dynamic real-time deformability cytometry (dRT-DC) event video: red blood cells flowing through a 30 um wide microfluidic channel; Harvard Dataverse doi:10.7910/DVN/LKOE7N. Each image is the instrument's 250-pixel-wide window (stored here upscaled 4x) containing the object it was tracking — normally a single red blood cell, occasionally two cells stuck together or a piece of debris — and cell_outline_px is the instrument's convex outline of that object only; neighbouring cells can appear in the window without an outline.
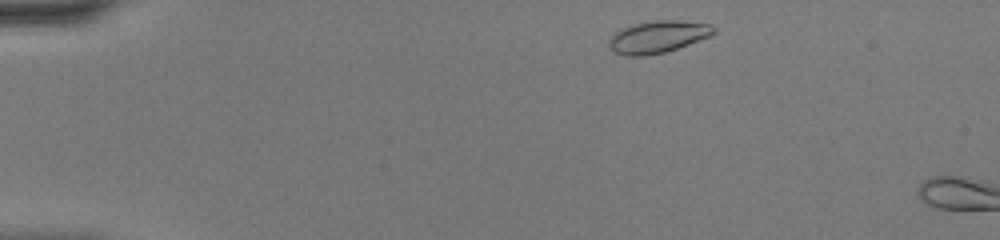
{"species": "common noctule bat (a hibernating species)", "species_latin": "Nyctalus noctula", "temperature_condition": "warm", "stored_images_in_passage": 5, "camera_frame_rate_fps": 3000, "um_per_image_px": 0.085, "animal": {"sex": "female", "body_mass_g": 20.0, "forearm_length_mm": 54.0}, "frame": {"image": 1, "passage_image": 3, "time_ms": 0.667, "image_size_px": [1000, 240], "cell_outline_px": [[716, 32], [712, 36], [664, 52], [648, 56], [624, 56], [612, 52], [608, 44], [608, 40], [620, 28], [632, 24], [652, 20], [680, 20], [708, 24], [716, 28]], "centroid_in_image_um": [55.89, 3.13], "position_along_channel_um": 29.1, "area_um2": 19.88}}